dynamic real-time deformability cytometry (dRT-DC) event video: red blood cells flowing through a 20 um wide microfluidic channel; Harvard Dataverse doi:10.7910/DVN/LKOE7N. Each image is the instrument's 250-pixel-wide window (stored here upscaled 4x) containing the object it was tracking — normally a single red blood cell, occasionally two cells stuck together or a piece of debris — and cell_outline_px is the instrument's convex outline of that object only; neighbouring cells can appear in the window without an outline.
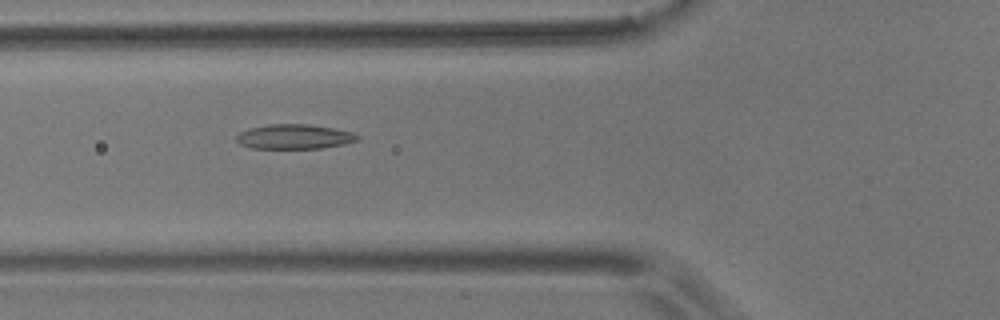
{"species": "common noctule bat (a hibernating species)", "species_latin": "Nyctalus noctula", "temperature_condition": "room temperature", "stored_images_in_passage": 47, "camera_frame_rate_fps": 3000, "um_per_image_px": 0.085, "animal": {"sex": "male", "body_mass_g": 17.9}, "frame": {"image": 1, "passage_image": 12, "time_ms": 3.667, "image_size_px": [1000, 320], "cell_outline_px": [[360, 140], [344, 144], [320, 148], [252, 148], [240, 144], [236, 140], [236, 136], [240, 132], [248, 128], [268, 124], [308, 124], [332, 128], [352, 132], [360, 136]], "centroid_in_image_um": [25.02, 11.61], "position_along_channel_um": 100.8, "area_um2": 17.4}}
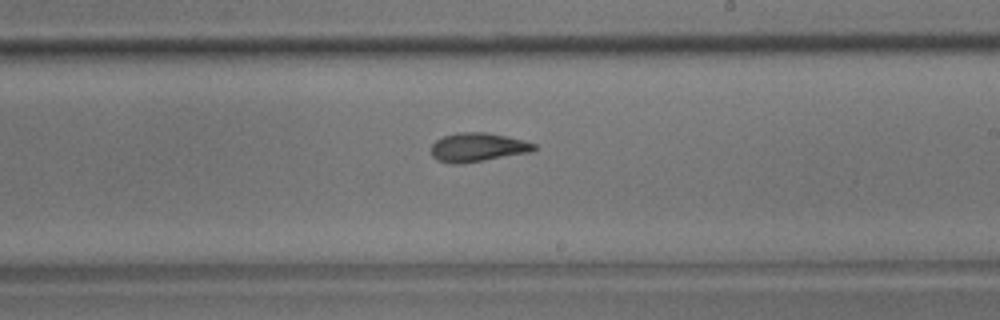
{"frame": {"image": 2, "passage_image": 24, "time_ms": 7.667, "image_size_px": [1000, 320], "cell_outline_px": [[536, 148], [532, 152], [460, 164], [452, 164], [436, 160], [432, 156], [432, 144], [436, 140], [444, 136], [456, 132], [484, 132], [524, 140], [536, 144]], "centroid_in_image_um": [40.59, 12.52], "position_along_channel_um": 248.4, "area_um2": 17.28}}
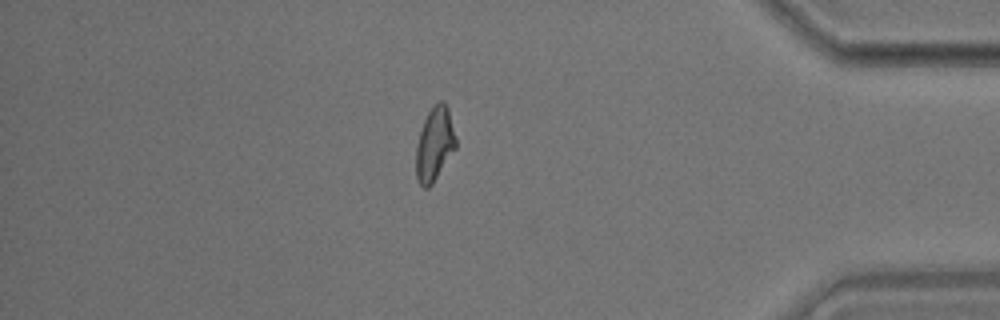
{"frame": {"image": 3, "passage_image": 39, "time_ms": 12.667, "image_size_px": [1000, 320], "cell_outline_px": [[456, 148], [432, 184], [428, 188], [424, 188], [420, 184], [416, 176], [416, 148], [420, 132], [424, 120], [428, 112], [440, 100], [444, 100], [448, 108], [456, 136]], "centroid_in_image_um": [36.95, 12.25], "position_along_channel_um": 398.2, "area_um2": 16.99}, "authors_computed_cell_mechanics": {"area_um2": 16.9932, "velocity_mm_per_s": 3.6869, "shape_relaxation_time_tau1_ms": 7.727, "shape_relaxation_time_tau2_ms": 3.3267, "deformation_change_tau1": 0.2006, "deformation_change_tau2": 0.0887}}